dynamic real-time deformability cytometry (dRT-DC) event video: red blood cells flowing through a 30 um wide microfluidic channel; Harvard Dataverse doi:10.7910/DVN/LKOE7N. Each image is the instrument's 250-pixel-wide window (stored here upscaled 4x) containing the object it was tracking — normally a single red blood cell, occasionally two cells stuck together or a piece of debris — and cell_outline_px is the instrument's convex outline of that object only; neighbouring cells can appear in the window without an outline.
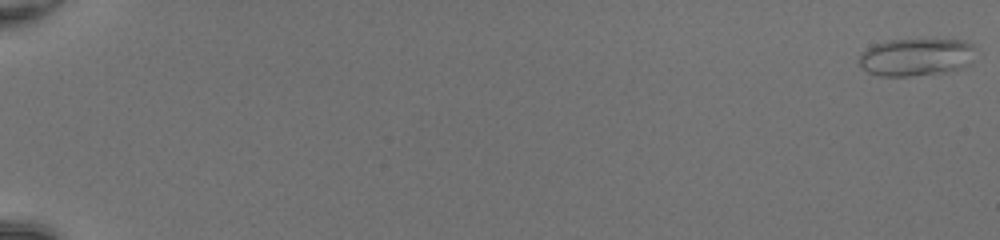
{"species": "common noctule bat (a hibernating species)", "species_latin": "Nyctalus noctula", "temperature_condition": "room temperature", "stored_images_in_passage": 52, "camera_frame_rate_fps": 3000, "um_per_image_px": 0.085, "animal": {"sex": "female", "body_mass_g": 20.0, "forearm_length_mm": 54.0}, "frame": {"image": 1, "passage_image": 1, "time_ms": 0.0, "image_size_px": [1000, 240], "cell_outline_px": [[976, 48], [972, 64], [948, 72], [912, 76], [880, 76], [868, 72], [860, 64], [860, 52], [876, 44], [888, 40], [964, 40], [972, 44]], "centroid_in_image_um": [77.93, 4.86], "position_along_channel_um": 7.1, "area_um2": 25.66}}
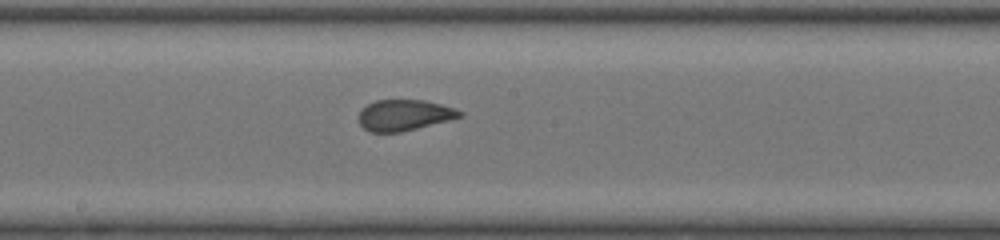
{"frame": {"image": 2, "passage_image": 31, "time_ms": 10.0, "image_size_px": [1000, 240], "cell_outline_px": [[464, 116], [400, 132], [368, 132], [360, 124], [360, 108], [376, 100], [424, 100], [440, 104], [464, 112]], "centroid_in_image_um": [34.34, 9.78], "position_along_channel_um": 213.9, "area_um2": 18.03}}
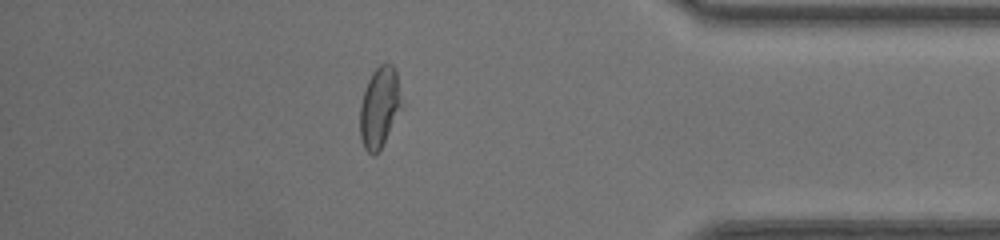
{"frame": {"image": 3, "passage_image": 46, "time_ms": 15.0, "image_size_px": [1000, 240], "cell_outline_px": [[404, 104], [380, 148], [372, 156], [364, 148], [360, 140], [360, 104], [368, 80], [372, 72], [380, 64], [392, 64], [396, 72]], "centroid_in_image_um": [32.26, 9.1], "position_along_channel_um": 402.9, "area_um2": 19.54}}